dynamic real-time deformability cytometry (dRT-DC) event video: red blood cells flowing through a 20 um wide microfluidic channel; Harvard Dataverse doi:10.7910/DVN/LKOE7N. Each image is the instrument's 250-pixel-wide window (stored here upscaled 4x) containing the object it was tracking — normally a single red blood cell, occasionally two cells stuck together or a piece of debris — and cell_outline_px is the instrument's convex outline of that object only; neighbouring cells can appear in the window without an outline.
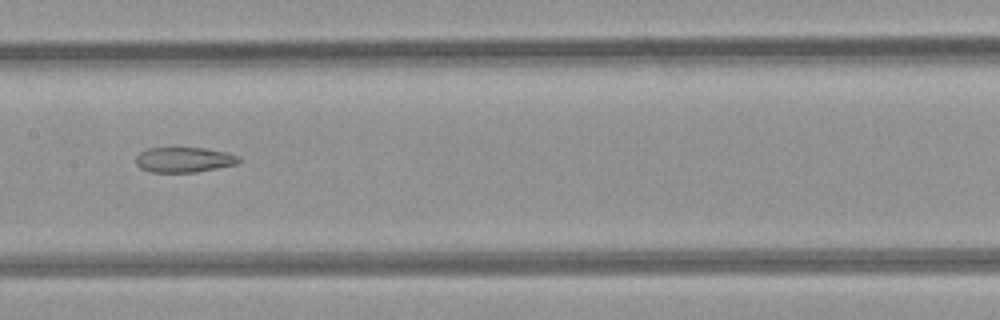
{"species": "common noctule bat (a hibernating species)", "species_latin": "Nyctalus noctula", "temperature_condition": "room temperature", "stored_images_in_passage": 6, "camera_frame_rate_fps": 3000, "um_per_image_px": 0.085, "animal": {"sex": "female", "body_mass_g": 21.9}, "frame": {"image": 1, "passage_image": 6, "time_ms": 5.667, "image_size_px": [1000, 320], "cell_outline_px": [[240, 160], [236, 164], [196, 172], [148, 172], [140, 168], [136, 164], [136, 156], [140, 152], [148, 148], [208, 148], [228, 152], [240, 156]], "centroid_in_image_um": [15.64, 13.57], "position_along_channel_um": 191.8, "area_um2": 15.2}}